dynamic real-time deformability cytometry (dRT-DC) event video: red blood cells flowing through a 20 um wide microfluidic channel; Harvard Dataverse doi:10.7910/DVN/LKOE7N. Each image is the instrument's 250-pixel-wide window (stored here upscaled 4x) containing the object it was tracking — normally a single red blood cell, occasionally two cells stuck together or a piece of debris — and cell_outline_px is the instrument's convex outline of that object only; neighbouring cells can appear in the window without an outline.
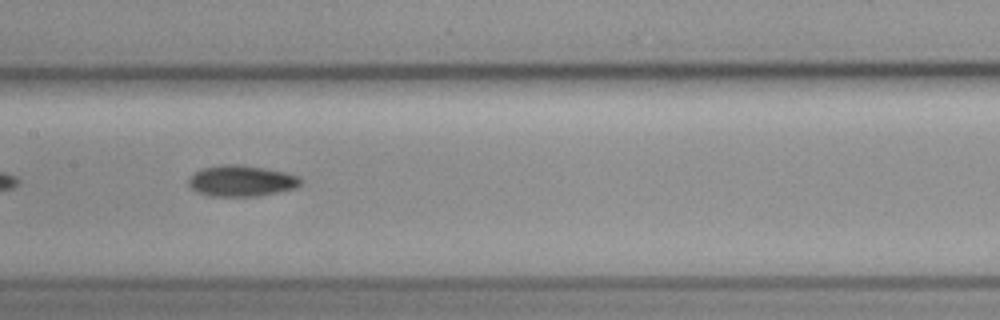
{"species": "common noctule bat (a hibernating species)", "species_latin": "Nyctalus noctula", "temperature_condition": "cold", "stored_images_in_passage": 42, "camera_frame_rate_fps": 3000, "um_per_image_px": 0.085, "animal": {"sex": "female", "body_mass_g": 19.3, "forearm_length_mm": 54.1}, "frame": {"image": 1, "passage_image": 13, "time_ms": 4.0, "image_size_px": [1000, 320], "cell_outline_px": [[300, 184], [296, 188], [260, 196], [208, 196], [196, 192], [188, 184], [188, 180], [196, 172], [204, 168], [224, 164], [240, 164], [264, 168], [284, 172], [296, 176], [300, 180]], "centroid_in_image_um": [20.5, 15.38], "position_along_channel_um": 186.9, "area_um2": 20.11}}
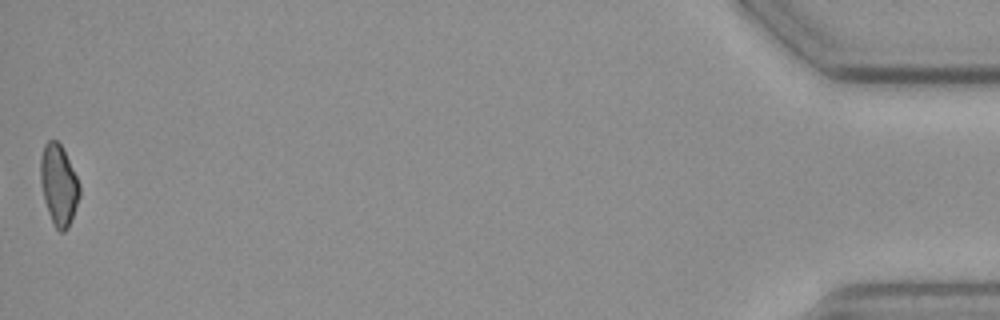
{"frame": {"image": 2, "passage_image": 42, "time_ms": 13.667, "image_size_px": [1000, 320], "cell_outline_px": [[80, 196], [68, 228], [64, 232], [60, 232], [56, 228], [48, 212], [44, 200], [40, 180], [40, 156], [44, 144], [48, 140], [56, 140], [60, 144], [80, 184]], "centroid_in_image_um": [4.98, 15.71], "position_along_channel_um": 430.2, "area_um2": 18.21}, "authors_computed_cell_mechanics": {"area_um2": 19.2185, "velocity_mm_per_s": 3.5758, "shape_relaxation_time_tau1_ms": null, "shape_relaxation_time_tau2_ms": 10.8467, "deformation_change_tau1": null, "deformation_change_tau2": 0.1332}}